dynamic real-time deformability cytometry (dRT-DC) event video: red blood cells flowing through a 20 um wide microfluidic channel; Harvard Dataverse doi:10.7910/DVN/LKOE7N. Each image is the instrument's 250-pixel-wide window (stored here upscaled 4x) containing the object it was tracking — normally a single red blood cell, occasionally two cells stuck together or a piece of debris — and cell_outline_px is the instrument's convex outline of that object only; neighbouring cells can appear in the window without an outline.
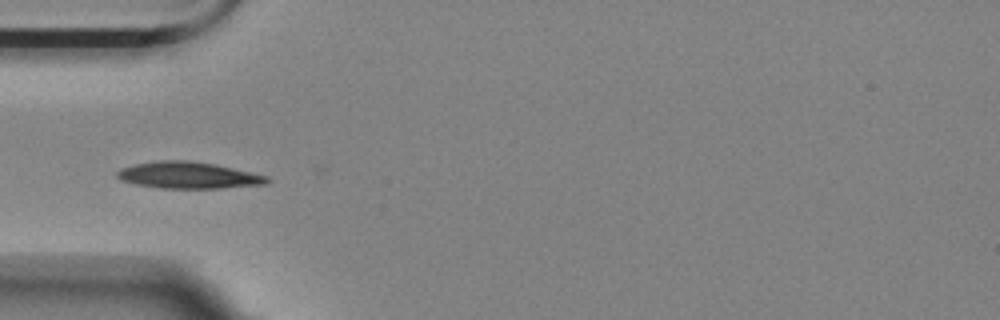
{"species": "Egyptian fruit bat (a non-hibernating species)", "species_latin": "Rousettus aegyptiacus", "temperature_condition": "room temperature", "stored_images_in_passage": 28, "camera_frame_rate_fps": 3000, "um_per_image_px": 0.085, "animal": {"sex": "female"}, "frame": {"image": 1, "passage_image": 1, "time_ms": 0.0, "image_size_px": [1000, 320], "cell_outline_px": [[272, 180], [268, 184], [220, 188], [160, 188], [136, 184], [120, 180], [116, 176], [116, 172], [120, 168], [136, 164], [160, 160], [188, 160], [216, 164], [268, 176]], "centroid_in_image_um": [16.03, 14.89], "position_along_channel_um": 69.0, "area_um2": 23.35}}
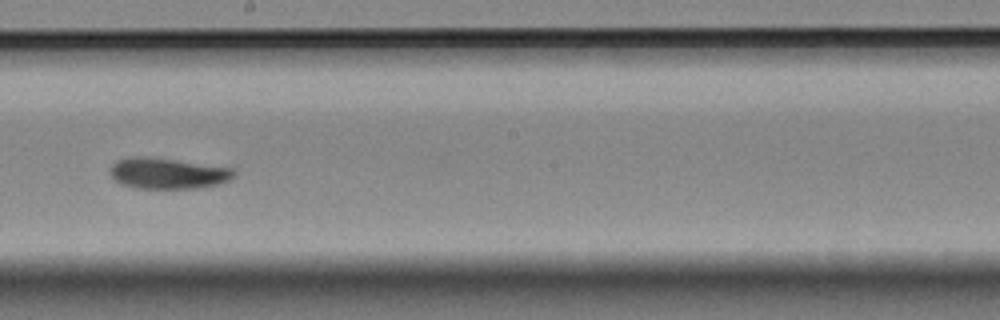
{"frame": {"image": 2, "passage_image": 15, "time_ms": 4.667, "image_size_px": [1000, 320], "cell_outline_px": [[236, 172], [228, 180], [204, 188], [132, 188], [120, 184], [108, 172], [112, 164], [116, 160], [132, 156], [144, 156], [232, 168]], "centroid_in_image_um": [14.18, 14.74], "position_along_channel_um": 234.0, "area_um2": 22.2}}
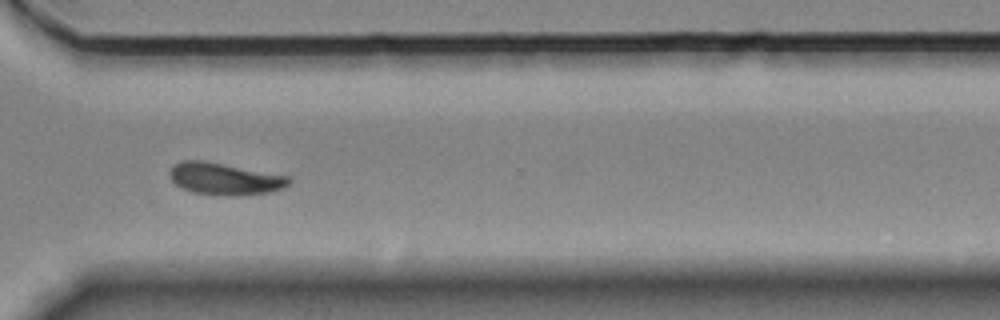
{"frame": {"image": 3, "passage_image": 25, "time_ms": 8.0, "image_size_px": [1000, 320], "cell_outline_px": [[292, 180], [288, 184], [272, 192], [236, 196], [224, 196], [192, 192], [180, 188], [172, 180], [172, 168], [176, 164], [184, 160], [204, 160], [288, 176]], "centroid_in_image_um": [19.12, 15.21], "position_along_channel_um": 351.5, "area_um2": 22.02}, "authors_computed_cell_mechanics": {"area_um2": 21.9929, "velocity_mm_per_s": 3.5191, "shape_relaxation_time_tau1_ms": 2.1914, "shape_relaxation_time_tau2_ms": 9.9366, "deformation_change_tau1": 0.1115, "deformation_change_tau2": 0.1175}}